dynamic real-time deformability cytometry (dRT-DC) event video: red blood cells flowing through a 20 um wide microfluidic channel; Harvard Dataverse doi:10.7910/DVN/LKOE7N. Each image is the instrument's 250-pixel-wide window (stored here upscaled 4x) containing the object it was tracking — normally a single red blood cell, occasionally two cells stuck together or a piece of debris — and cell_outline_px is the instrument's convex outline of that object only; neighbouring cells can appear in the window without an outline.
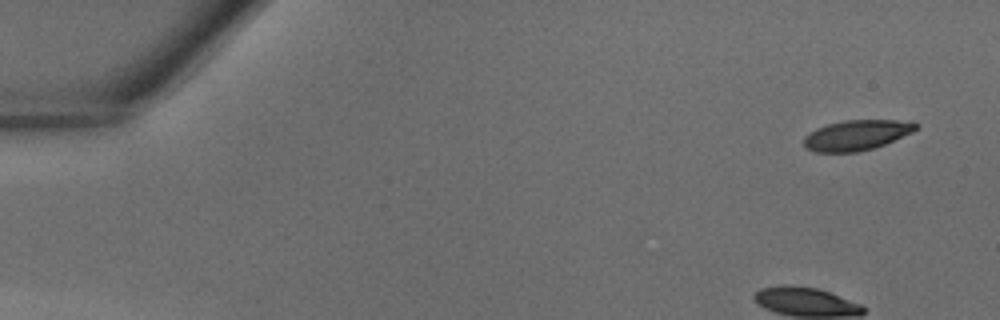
{"species": "common noctule bat (a hibernating species)", "species_latin": "Nyctalus noctula", "temperature_condition": "warm", "stored_images_in_passage": 39, "camera_frame_rate_fps": 3000, "um_per_image_px": 0.085, "animal": {"sex": "male", "body_mass_g": 18.8}, "frame": {"image": 1, "passage_image": 1, "time_ms": 0.0, "image_size_px": [1000, 320], "cell_outline_px": [[920, 124], [912, 132], [884, 144], [872, 148], [856, 152], [816, 152], [804, 148], [804, 136], [808, 132], [816, 128], [828, 124], [844, 120], [912, 120]], "centroid_in_image_um": [72.8, 11.47], "position_along_channel_um": 12.2, "area_um2": 19.83}}